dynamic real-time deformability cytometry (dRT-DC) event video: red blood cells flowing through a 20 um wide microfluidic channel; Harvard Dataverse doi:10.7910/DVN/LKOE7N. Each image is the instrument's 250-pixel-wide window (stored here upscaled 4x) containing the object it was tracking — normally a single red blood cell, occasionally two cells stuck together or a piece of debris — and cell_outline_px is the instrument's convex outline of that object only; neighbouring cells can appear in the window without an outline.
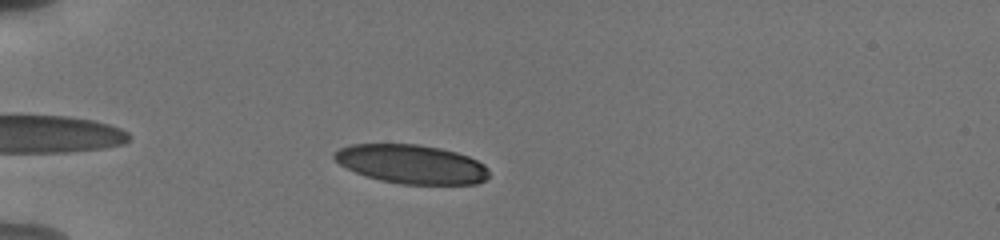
{"species": "human", "species_latin": "Homo sapiens", "temperature_condition": "cold", "stored_images_in_passage": 43, "camera_frame_rate_fps": 3000, "um_per_image_px": 0.085, "donor": {"sex": "male"}, "frame": {"image": 1, "passage_image": 5, "time_ms": 1.333, "image_size_px": [1000, 240], "cell_outline_px": [[488, 176], [484, 180], [476, 184], [400, 184], [380, 180], [356, 172], [340, 164], [332, 156], [332, 152], [340, 148], [352, 144], [416, 144], [440, 148], [456, 152], [468, 156], [484, 164], [488, 168]], "centroid_in_image_um": [34.97, 13.95], "position_along_channel_um": 50.0, "area_um2": 34.97}}
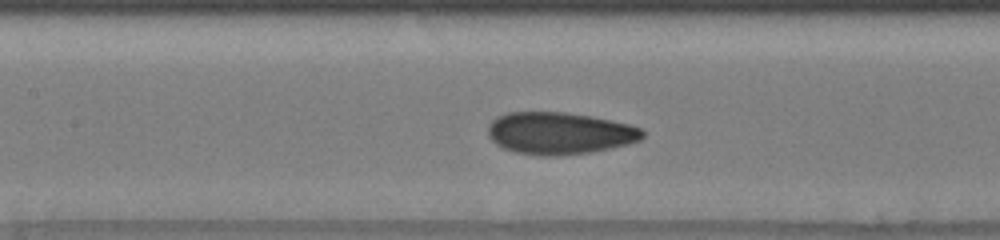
{"frame": {"image": 2, "passage_image": 16, "time_ms": 5.0, "image_size_px": [1000, 240], "cell_outline_px": [[644, 136], [640, 140], [628, 144], [592, 152], [556, 156], [540, 156], [516, 152], [504, 148], [496, 144], [488, 136], [488, 124], [496, 116], [508, 112], [564, 112], [592, 116], [632, 124], [640, 128], [644, 132]], "centroid_in_image_um": [47.56, 11.32], "position_along_channel_um": 159.8, "area_um2": 38.21}}
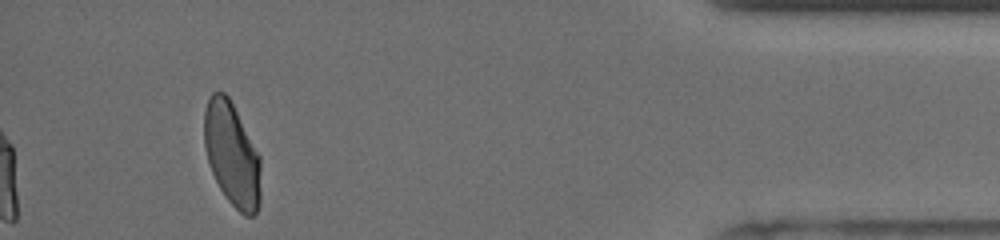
{"frame": {"image": 3, "passage_image": 40, "time_ms": 13.0, "image_size_px": [1000, 240], "cell_outline_px": [[260, 204], [256, 212], [252, 216], [244, 216], [228, 200], [220, 188], [212, 172], [208, 160], [204, 144], [204, 112], [208, 100], [212, 92], [224, 92], [228, 96], [260, 156]], "centroid_in_image_um": [19.72, 13.14], "position_along_channel_um": 415.5, "area_um2": 33.87}, "authors_computed_cell_mechanics": {"area_um2": 36.8764, "velocity_mm_per_s": 3.8058, "shape_relaxation_time_tau1_ms": 4.7006, "shape_relaxation_time_tau2_ms": 0.829, "deformation_change_tau1": 0.1578, "deformation_change_tau2": 0.0686}}